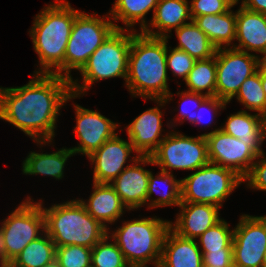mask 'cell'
I'll return each mask as SVG.
<instances>
[{
    "mask_svg": "<svg viewBox=\"0 0 266 267\" xmlns=\"http://www.w3.org/2000/svg\"><path fill=\"white\" fill-rule=\"evenodd\" d=\"M77 97L71 92L68 78L35 73L24 86L0 87V119L44 145L55 137V123L61 107Z\"/></svg>",
    "mask_w": 266,
    "mask_h": 267,
    "instance_id": "6da1fadb",
    "label": "cell"
},
{
    "mask_svg": "<svg viewBox=\"0 0 266 267\" xmlns=\"http://www.w3.org/2000/svg\"><path fill=\"white\" fill-rule=\"evenodd\" d=\"M167 42L168 38L150 37L132 30L125 81L134 97L149 98L160 107L173 99L167 83Z\"/></svg>",
    "mask_w": 266,
    "mask_h": 267,
    "instance_id": "7a4b0ae2",
    "label": "cell"
},
{
    "mask_svg": "<svg viewBox=\"0 0 266 267\" xmlns=\"http://www.w3.org/2000/svg\"><path fill=\"white\" fill-rule=\"evenodd\" d=\"M79 13L69 2L56 0L55 3L45 6L34 18L29 33L41 67L35 73L63 77L67 42L75 17Z\"/></svg>",
    "mask_w": 266,
    "mask_h": 267,
    "instance_id": "3957f363",
    "label": "cell"
},
{
    "mask_svg": "<svg viewBox=\"0 0 266 267\" xmlns=\"http://www.w3.org/2000/svg\"><path fill=\"white\" fill-rule=\"evenodd\" d=\"M45 218V232L56 247L79 245L93 248L108 229L94 219L79 199L42 206Z\"/></svg>",
    "mask_w": 266,
    "mask_h": 267,
    "instance_id": "277c9868",
    "label": "cell"
},
{
    "mask_svg": "<svg viewBox=\"0 0 266 267\" xmlns=\"http://www.w3.org/2000/svg\"><path fill=\"white\" fill-rule=\"evenodd\" d=\"M169 223L170 221L156 216L134 219L123 222L109 236L116 242L131 267H146L151 262L157 266L160 264L163 239Z\"/></svg>",
    "mask_w": 266,
    "mask_h": 267,
    "instance_id": "5b68a950",
    "label": "cell"
},
{
    "mask_svg": "<svg viewBox=\"0 0 266 267\" xmlns=\"http://www.w3.org/2000/svg\"><path fill=\"white\" fill-rule=\"evenodd\" d=\"M131 40L132 30L115 29L79 71L83 78L82 85L77 83V79L70 80L72 94L79 97L99 80L122 77L126 81Z\"/></svg>",
    "mask_w": 266,
    "mask_h": 267,
    "instance_id": "8992f818",
    "label": "cell"
},
{
    "mask_svg": "<svg viewBox=\"0 0 266 267\" xmlns=\"http://www.w3.org/2000/svg\"><path fill=\"white\" fill-rule=\"evenodd\" d=\"M28 197L5 219L0 227V257L8 266L32 241L45 232L43 202Z\"/></svg>",
    "mask_w": 266,
    "mask_h": 267,
    "instance_id": "52a82bcc",
    "label": "cell"
},
{
    "mask_svg": "<svg viewBox=\"0 0 266 267\" xmlns=\"http://www.w3.org/2000/svg\"><path fill=\"white\" fill-rule=\"evenodd\" d=\"M98 17L96 12L95 15L80 12L75 17L64 56L63 77L71 80V69L80 71L92 53L115 29H124L114 24L109 16Z\"/></svg>",
    "mask_w": 266,
    "mask_h": 267,
    "instance_id": "ba28073f",
    "label": "cell"
},
{
    "mask_svg": "<svg viewBox=\"0 0 266 267\" xmlns=\"http://www.w3.org/2000/svg\"><path fill=\"white\" fill-rule=\"evenodd\" d=\"M243 182L235 171L208 163L181 179V202L222 207L223 201Z\"/></svg>",
    "mask_w": 266,
    "mask_h": 267,
    "instance_id": "9c48e42d",
    "label": "cell"
},
{
    "mask_svg": "<svg viewBox=\"0 0 266 267\" xmlns=\"http://www.w3.org/2000/svg\"><path fill=\"white\" fill-rule=\"evenodd\" d=\"M150 157L153 165H158L163 172L169 173V169L197 170L209 163L207 140L203 134L190 137L171 131Z\"/></svg>",
    "mask_w": 266,
    "mask_h": 267,
    "instance_id": "30bf717a",
    "label": "cell"
},
{
    "mask_svg": "<svg viewBox=\"0 0 266 267\" xmlns=\"http://www.w3.org/2000/svg\"><path fill=\"white\" fill-rule=\"evenodd\" d=\"M216 97L229 103L238 93L241 84L256 73L262 64L258 55L236 48H217Z\"/></svg>",
    "mask_w": 266,
    "mask_h": 267,
    "instance_id": "8fae6325",
    "label": "cell"
},
{
    "mask_svg": "<svg viewBox=\"0 0 266 267\" xmlns=\"http://www.w3.org/2000/svg\"><path fill=\"white\" fill-rule=\"evenodd\" d=\"M233 229L234 267H262L266 250V216H240Z\"/></svg>",
    "mask_w": 266,
    "mask_h": 267,
    "instance_id": "7c38bea8",
    "label": "cell"
},
{
    "mask_svg": "<svg viewBox=\"0 0 266 267\" xmlns=\"http://www.w3.org/2000/svg\"><path fill=\"white\" fill-rule=\"evenodd\" d=\"M209 163L232 169L244 178L258 155L244 142L226 134L220 128L204 133Z\"/></svg>",
    "mask_w": 266,
    "mask_h": 267,
    "instance_id": "4fadbf2b",
    "label": "cell"
},
{
    "mask_svg": "<svg viewBox=\"0 0 266 267\" xmlns=\"http://www.w3.org/2000/svg\"><path fill=\"white\" fill-rule=\"evenodd\" d=\"M76 126L74 131L80 140L78 147L70 148L76 155L81 153L90 156L99 149L107 140L113 138L119 127L118 123L111 121L101 113L75 105Z\"/></svg>",
    "mask_w": 266,
    "mask_h": 267,
    "instance_id": "5bb4252c",
    "label": "cell"
},
{
    "mask_svg": "<svg viewBox=\"0 0 266 267\" xmlns=\"http://www.w3.org/2000/svg\"><path fill=\"white\" fill-rule=\"evenodd\" d=\"M132 165H127L124 171L110 185L115 189L127 210L137 209L147 204L148 180L151 171L141 167L152 164L150 156H139L131 159Z\"/></svg>",
    "mask_w": 266,
    "mask_h": 267,
    "instance_id": "9a60e30c",
    "label": "cell"
},
{
    "mask_svg": "<svg viewBox=\"0 0 266 267\" xmlns=\"http://www.w3.org/2000/svg\"><path fill=\"white\" fill-rule=\"evenodd\" d=\"M129 141V142H128ZM123 140L117 134L107 140L88 158L94 165L93 182L110 184L126 167L129 155L135 152L130 140Z\"/></svg>",
    "mask_w": 266,
    "mask_h": 267,
    "instance_id": "2e32d148",
    "label": "cell"
},
{
    "mask_svg": "<svg viewBox=\"0 0 266 267\" xmlns=\"http://www.w3.org/2000/svg\"><path fill=\"white\" fill-rule=\"evenodd\" d=\"M179 207L181 211L169 228L183 238L196 240L221 220L219 207L211 204L181 202Z\"/></svg>",
    "mask_w": 266,
    "mask_h": 267,
    "instance_id": "e0dca14e",
    "label": "cell"
},
{
    "mask_svg": "<svg viewBox=\"0 0 266 267\" xmlns=\"http://www.w3.org/2000/svg\"><path fill=\"white\" fill-rule=\"evenodd\" d=\"M162 115L158 106L150 108L126 127L128 139L139 156H151L165 138L161 134Z\"/></svg>",
    "mask_w": 266,
    "mask_h": 267,
    "instance_id": "ac0fdd59",
    "label": "cell"
},
{
    "mask_svg": "<svg viewBox=\"0 0 266 267\" xmlns=\"http://www.w3.org/2000/svg\"><path fill=\"white\" fill-rule=\"evenodd\" d=\"M236 39L233 48L266 55V15L240 7L236 11Z\"/></svg>",
    "mask_w": 266,
    "mask_h": 267,
    "instance_id": "d6986e66",
    "label": "cell"
},
{
    "mask_svg": "<svg viewBox=\"0 0 266 267\" xmlns=\"http://www.w3.org/2000/svg\"><path fill=\"white\" fill-rule=\"evenodd\" d=\"M220 130L244 142L258 156L263 152L261 146L266 138V119L259 113L252 115L241 110L231 114Z\"/></svg>",
    "mask_w": 266,
    "mask_h": 267,
    "instance_id": "ffe728a7",
    "label": "cell"
},
{
    "mask_svg": "<svg viewBox=\"0 0 266 267\" xmlns=\"http://www.w3.org/2000/svg\"><path fill=\"white\" fill-rule=\"evenodd\" d=\"M203 263L200 245L195 239L177 235L170 228L165 233L160 267H200Z\"/></svg>",
    "mask_w": 266,
    "mask_h": 267,
    "instance_id": "44dd1931",
    "label": "cell"
},
{
    "mask_svg": "<svg viewBox=\"0 0 266 267\" xmlns=\"http://www.w3.org/2000/svg\"><path fill=\"white\" fill-rule=\"evenodd\" d=\"M186 20L192 21L188 0H159L151 22L142 33L150 37L169 38L168 33L188 23ZM150 26L159 30L152 31Z\"/></svg>",
    "mask_w": 266,
    "mask_h": 267,
    "instance_id": "7402d4cb",
    "label": "cell"
},
{
    "mask_svg": "<svg viewBox=\"0 0 266 267\" xmlns=\"http://www.w3.org/2000/svg\"><path fill=\"white\" fill-rule=\"evenodd\" d=\"M93 193L88 202L81 199L86 211L103 226L112 224L118 220L127 207L122 203L115 189L107 183H94Z\"/></svg>",
    "mask_w": 266,
    "mask_h": 267,
    "instance_id": "603a6c76",
    "label": "cell"
},
{
    "mask_svg": "<svg viewBox=\"0 0 266 267\" xmlns=\"http://www.w3.org/2000/svg\"><path fill=\"white\" fill-rule=\"evenodd\" d=\"M193 21L216 48L231 47L232 41L236 40V12L230 9L221 14L197 16Z\"/></svg>",
    "mask_w": 266,
    "mask_h": 267,
    "instance_id": "cb8c5ba5",
    "label": "cell"
},
{
    "mask_svg": "<svg viewBox=\"0 0 266 267\" xmlns=\"http://www.w3.org/2000/svg\"><path fill=\"white\" fill-rule=\"evenodd\" d=\"M75 155L70 148H62L53 153L30 152L23 161V174H42L52 176L55 179H62L64 166L69 157Z\"/></svg>",
    "mask_w": 266,
    "mask_h": 267,
    "instance_id": "d4e9b609",
    "label": "cell"
},
{
    "mask_svg": "<svg viewBox=\"0 0 266 267\" xmlns=\"http://www.w3.org/2000/svg\"><path fill=\"white\" fill-rule=\"evenodd\" d=\"M175 33L179 40L176 49L185 51L196 60L215 56L216 46L193 20L175 29Z\"/></svg>",
    "mask_w": 266,
    "mask_h": 267,
    "instance_id": "484cf974",
    "label": "cell"
},
{
    "mask_svg": "<svg viewBox=\"0 0 266 267\" xmlns=\"http://www.w3.org/2000/svg\"><path fill=\"white\" fill-rule=\"evenodd\" d=\"M158 1L159 0H115L108 15L114 21L121 20L125 27H127V30L136 31L135 29H130V27L133 28L132 26L135 23L140 22V32H142L148 25V22L145 20V15L151 9L154 14Z\"/></svg>",
    "mask_w": 266,
    "mask_h": 267,
    "instance_id": "4316f807",
    "label": "cell"
},
{
    "mask_svg": "<svg viewBox=\"0 0 266 267\" xmlns=\"http://www.w3.org/2000/svg\"><path fill=\"white\" fill-rule=\"evenodd\" d=\"M30 242L7 267H42L56 257V246L44 232ZM44 234V235H43Z\"/></svg>",
    "mask_w": 266,
    "mask_h": 267,
    "instance_id": "83f0119b",
    "label": "cell"
},
{
    "mask_svg": "<svg viewBox=\"0 0 266 267\" xmlns=\"http://www.w3.org/2000/svg\"><path fill=\"white\" fill-rule=\"evenodd\" d=\"M160 171V173L155 177L152 172L149 175L148 180V191H147V203L149 208L164 207V206H179L181 203V179L176 180L174 175ZM159 184V185H158ZM160 184L166 185L167 191H160L158 186ZM160 195L157 199H151L153 193Z\"/></svg>",
    "mask_w": 266,
    "mask_h": 267,
    "instance_id": "f1b7e54d",
    "label": "cell"
},
{
    "mask_svg": "<svg viewBox=\"0 0 266 267\" xmlns=\"http://www.w3.org/2000/svg\"><path fill=\"white\" fill-rule=\"evenodd\" d=\"M189 92L216 96V56L196 60L185 80ZM207 90L205 93L203 91Z\"/></svg>",
    "mask_w": 266,
    "mask_h": 267,
    "instance_id": "f546056e",
    "label": "cell"
},
{
    "mask_svg": "<svg viewBox=\"0 0 266 267\" xmlns=\"http://www.w3.org/2000/svg\"><path fill=\"white\" fill-rule=\"evenodd\" d=\"M235 97L249 111L259 112L266 119V96L261 84V65L256 73L241 84Z\"/></svg>",
    "mask_w": 266,
    "mask_h": 267,
    "instance_id": "4dcf8cb0",
    "label": "cell"
},
{
    "mask_svg": "<svg viewBox=\"0 0 266 267\" xmlns=\"http://www.w3.org/2000/svg\"><path fill=\"white\" fill-rule=\"evenodd\" d=\"M109 233L92 248L91 267H131L116 242H108Z\"/></svg>",
    "mask_w": 266,
    "mask_h": 267,
    "instance_id": "1f68e13d",
    "label": "cell"
},
{
    "mask_svg": "<svg viewBox=\"0 0 266 267\" xmlns=\"http://www.w3.org/2000/svg\"><path fill=\"white\" fill-rule=\"evenodd\" d=\"M233 230H229L228 223L221 219L213 227L200 235L198 244L201 245V252H216L222 249H232Z\"/></svg>",
    "mask_w": 266,
    "mask_h": 267,
    "instance_id": "d6a6232c",
    "label": "cell"
},
{
    "mask_svg": "<svg viewBox=\"0 0 266 267\" xmlns=\"http://www.w3.org/2000/svg\"><path fill=\"white\" fill-rule=\"evenodd\" d=\"M92 248L79 245L56 247L60 267H91Z\"/></svg>",
    "mask_w": 266,
    "mask_h": 267,
    "instance_id": "836d02e7",
    "label": "cell"
},
{
    "mask_svg": "<svg viewBox=\"0 0 266 267\" xmlns=\"http://www.w3.org/2000/svg\"><path fill=\"white\" fill-rule=\"evenodd\" d=\"M167 47V55H166V65L167 69H171L174 76L182 77L183 80H186L190 70L193 68L196 59L191 57L185 51L169 47ZM170 52V53H168Z\"/></svg>",
    "mask_w": 266,
    "mask_h": 267,
    "instance_id": "e575fe53",
    "label": "cell"
},
{
    "mask_svg": "<svg viewBox=\"0 0 266 267\" xmlns=\"http://www.w3.org/2000/svg\"><path fill=\"white\" fill-rule=\"evenodd\" d=\"M237 0H192L190 14L192 20L197 16L206 14L225 13L236 5Z\"/></svg>",
    "mask_w": 266,
    "mask_h": 267,
    "instance_id": "d590c367",
    "label": "cell"
},
{
    "mask_svg": "<svg viewBox=\"0 0 266 267\" xmlns=\"http://www.w3.org/2000/svg\"><path fill=\"white\" fill-rule=\"evenodd\" d=\"M265 153L262 152L258 159L252 165L248 174L243 178V183L248 181L247 186L256 190L266 191V157Z\"/></svg>",
    "mask_w": 266,
    "mask_h": 267,
    "instance_id": "8d00e7d4",
    "label": "cell"
},
{
    "mask_svg": "<svg viewBox=\"0 0 266 267\" xmlns=\"http://www.w3.org/2000/svg\"><path fill=\"white\" fill-rule=\"evenodd\" d=\"M177 95H180L182 104L180 109V117L175 119L176 121L178 120L179 122L181 120H188L190 123H193L196 118H197V113L196 110L190 111L191 109L189 107H186L188 105V102L191 103V107L195 105L194 107L198 109L201 105V103L207 98V96L202 95V94H197L194 92H189V91H182L181 93L178 92ZM193 109V107H192Z\"/></svg>",
    "mask_w": 266,
    "mask_h": 267,
    "instance_id": "74e56055",
    "label": "cell"
},
{
    "mask_svg": "<svg viewBox=\"0 0 266 267\" xmlns=\"http://www.w3.org/2000/svg\"><path fill=\"white\" fill-rule=\"evenodd\" d=\"M226 104H228L227 102H225L224 100H221V99H218L216 96H213V97H207L200 105V107L196 110V113H197V118L196 120L193 122V124H199V123H207L208 126L212 125V122H213V117L215 116L216 117V114L219 112V110L221 109H224L226 108ZM203 109H206L207 110H212V113L214 114H211V117L208 118L207 121H203L205 120L202 115L204 110ZM203 111V112H201ZM208 112V111H207ZM209 113V112H208ZM205 116V115H204Z\"/></svg>",
    "mask_w": 266,
    "mask_h": 267,
    "instance_id": "f35d334b",
    "label": "cell"
},
{
    "mask_svg": "<svg viewBox=\"0 0 266 267\" xmlns=\"http://www.w3.org/2000/svg\"><path fill=\"white\" fill-rule=\"evenodd\" d=\"M203 263L211 267H234L233 250L222 249L216 252H202Z\"/></svg>",
    "mask_w": 266,
    "mask_h": 267,
    "instance_id": "ab89813d",
    "label": "cell"
},
{
    "mask_svg": "<svg viewBox=\"0 0 266 267\" xmlns=\"http://www.w3.org/2000/svg\"><path fill=\"white\" fill-rule=\"evenodd\" d=\"M240 7L266 15V0H242Z\"/></svg>",
    "mask_w": 266,
    "mask_h": 267,
    "instance_id": "60d3db41",
    "label": "cell"
},
{
    "mask_svg": "<svg viewBox=\"0 0 266 267\" xmlns=\"http://www.w3.org/2000/svg\"><path fill=\"white\" fill-rule=\"evenodd\" d=\"M261 84L266 96V65L261 64Z\"/></svg>",
    "mask_w": 266,
    "mask_h": 267,
    "instance_id": "b9f144b4",
    "label": "cell"
},
{
    "mask_svg": "<svg viewBox=\"0 0 266 267\" xmlns=\"http://www.w3.org/2000/svg\"><path fill=\"white\" fill-rule=\"evenodd\" d=\"M42 267H60V264L58 262V260L55 258L53 259L51 262L46 263L44 266Z\"/></svg>",
    "mask_w": 266,
    "mask_h": 267,
    "instance_id": "7bdbcfd3",
    "label": "cell"
},
{
    "mask_svg": "<svg viewBox=\"0 0 266 267\" xmlns=\"http://www.w3.org/2000/svg\"><path fill=\"white\" fill-rule=\"evenodd\" d=\"M262 267H266V250L264 252L263 265H262Z\"/></svg>",
    "mask_w": 266,
    "mask_h": 267,
    "instance_id": "ee69618b",
    "label": "cell"
},
{
    "mask_svg": "<svg viewBox=\"0 0 266 267\" xmlns=\"http://www.w3.org/2000/svg\"><path fill=\"white\" fill-rule=\"evenodd\" d=\"M261 59H262V63H263L264 65H266V55H265V56H262Z\"/></svg>",
    "mask_w": 266,
    "mask_h": 267,
    "instance_id": "f6af8a7d",
    "label": "cell"
},
{
    "mask_svg": "<svg viewBox=\"0 0 266 267\" xmlns=\"http://www.w3.org/2000/svg\"><path fill=\"white\" fill-rule=\"evenodd\" d=\"M0 267H6V266L4 265V263L2 262V260H1V257H0Z\"/></svg>",
    "mask_w": 266,
    "mask_h": 267,
    "instance_id": "bcb514c9",
    "label": "cell"
},
{
    "mask_svg": "<svg viewBox=\"0 0 266 267\" xmlns=\"http://www.w3.org/2000/svg\"><path fill=\"white\" fill-rule=\"evenodd\" d=\"M200 267H211V266L206 265L205 263H202Z\"/></svg>",
    "mask_w": 266,
    "mask_h": 267,
    "instance_id": "7dc6e473",
    "label": "cell"
}]
</instances>
